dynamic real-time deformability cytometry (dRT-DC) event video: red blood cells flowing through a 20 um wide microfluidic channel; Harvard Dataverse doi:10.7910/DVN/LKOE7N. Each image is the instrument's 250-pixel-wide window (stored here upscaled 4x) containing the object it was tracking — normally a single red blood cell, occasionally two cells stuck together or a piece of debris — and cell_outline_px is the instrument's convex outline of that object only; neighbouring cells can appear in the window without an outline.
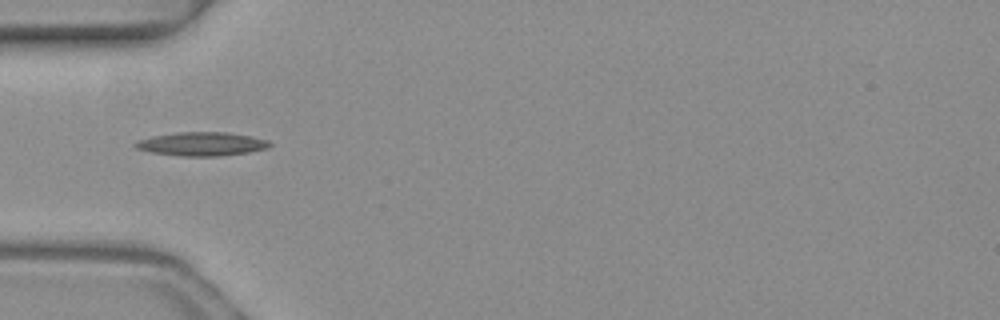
{"species": "common noctule bat (a hibernating species)", "species_latin": "Nyctalus noctula", "temperature_condition": "warm", "stored_images_in_passage": 2, "camera_frame_rate_fps": 3000, "um_per_image_px": 0.085, "animal": {"sex": "female", "body_mass_g": 19.3, "forearm_length_mm": 54.1}, "frame": {"image": 1, "passage_image": 2, "time_ms": 0.333, "image_size_px": [1000, 320], "cell_outline_px": [[272, 144], [268, 148], [248, 152], [216, 156], [180, 156], [152, 152], [136, 148], [132, 144], [136, 140], [152, 136], [176, 132], [224, 132], [248, 136], [268, 140]], "centroid_in_image_um": [17.1, 12.23], "position_along_channel_um": 67.9, "area_um2": 18.44}}